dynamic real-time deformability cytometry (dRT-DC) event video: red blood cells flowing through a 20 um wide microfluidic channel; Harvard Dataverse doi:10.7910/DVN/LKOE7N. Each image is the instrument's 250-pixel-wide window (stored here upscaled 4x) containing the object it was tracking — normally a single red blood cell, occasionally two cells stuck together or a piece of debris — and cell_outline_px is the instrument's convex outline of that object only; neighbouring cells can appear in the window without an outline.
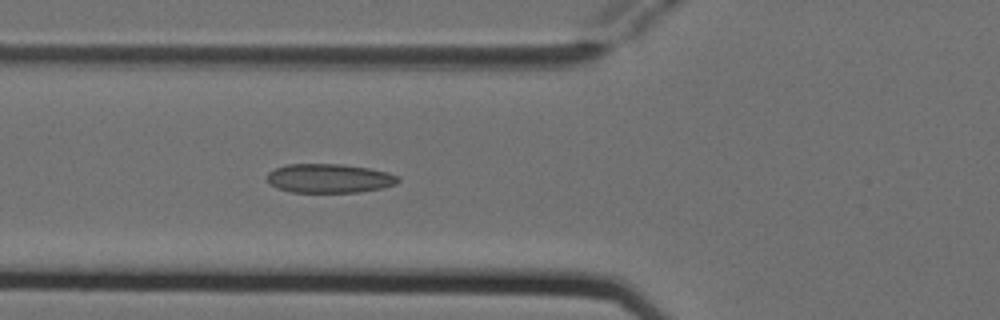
{"species": "Egyptian fruit bat (a non-hibernating species)", "species_latin": "Rousettus aegyptiacus", "temperature_condition": "cold", "stored_images_in_passage": 4, "camera_frame_rate_fps": 3000, "um_per_image_px": 0.085, "animal": {"sex": "female"}, "frame": {"image": 1, "passage_image": 4, "time_ms": 1.0, "image_size_px": [1000, 320], "cell_outline_px": [[400, 180], [396, 184], [380, 188], [360, 192], [288, 192], [276, 188], [268, 180], [268, 172], [276, 168], [288, 164], [340, 164], [368, 168], [388, 172], [396, 176]], "centroid_in_image_um": [27.98, 15.16], "position_along_channel_um": 97.8, "area_um2": 22.02}}